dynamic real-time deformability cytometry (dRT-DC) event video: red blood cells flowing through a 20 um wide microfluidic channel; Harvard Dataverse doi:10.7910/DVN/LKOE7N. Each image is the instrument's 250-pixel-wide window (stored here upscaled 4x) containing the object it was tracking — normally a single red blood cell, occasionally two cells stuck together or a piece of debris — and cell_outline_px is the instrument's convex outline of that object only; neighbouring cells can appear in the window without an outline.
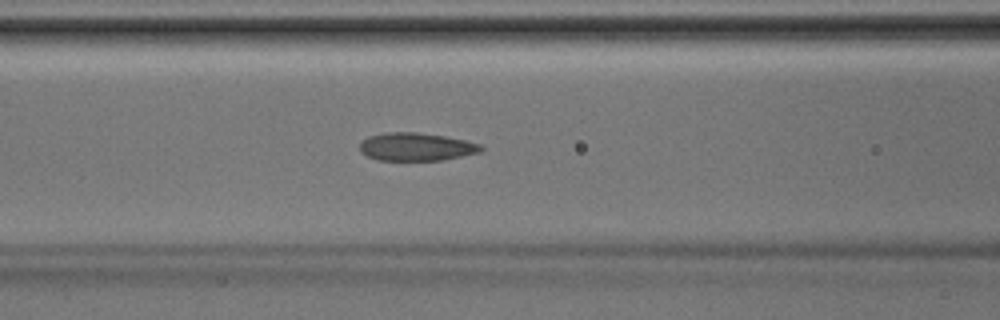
{"species": "Egyptian fruit bat (a non-hibernating species)", "species_latin": "Rousettus aegyptiacus", "temperature_condition": "room temperature", "stored_images_in_passage": 41, "camera_frame_rate_fps": 3000, "um_per_image_px": 0.085, "animal": {"sex": "male"}, "frame": {"image": 1, "passage_image": 17, "time_ms": 5.333, "image_size_px": [1000, 320], "cell_outline_px": [[484, 148], [480, 152], [440, 160], [376, 160], [360, 152], [360, 144], [368, 136], [388, 132], [416, 132], [444, 136], [464, 140], [480, 144]], "centroid_in_image_um": [35.36, 12.47], "position_along_channel_um": 131.2, "area_um2": 19.59}}
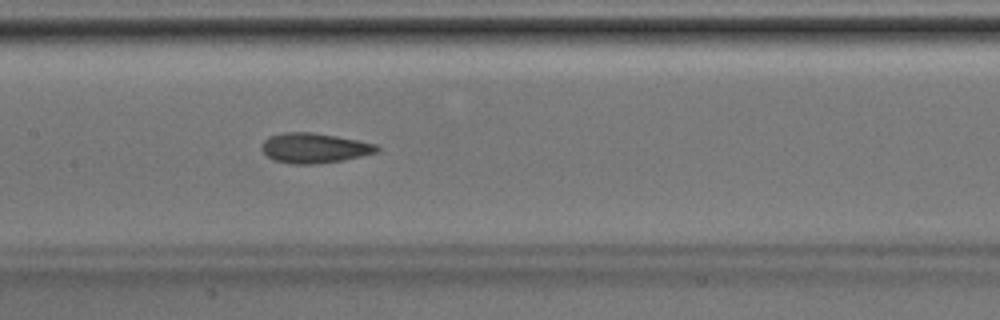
{"frame": {"image": 2, "passage_image": 20, "time_ms": 6.333, "image_size_px": [1000, 320], "cell_outline_px": [[380, 152], [344, 160], [316, 164], [292, 164], [272, 160], [260, 148], [264, 140], [268, 136], [284, 132], [312, 132], [336, 136], [376, 144], [380, 148]], "centroid_in_image_um": [26.71, 12.59], "position_along_channel_um": 180.7, "area_um2": 20.29}}
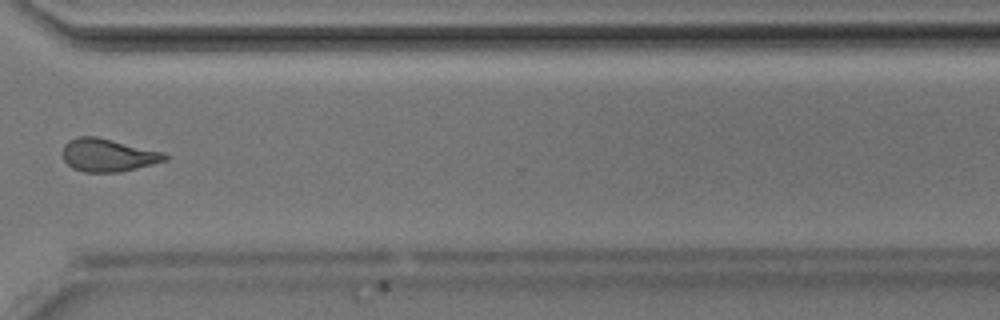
{"frame": {"image": 3, "passage_image": 31, "time_ms": 10.0, "image_size_px": [1000, 320], "cell_outline_px": [[168, 160], [120, 172], [84, 172], [72, 168], [64, 160], [64, 144], [68, 140], [76, 136], [96, 136], [164, 152], [168, 156]], "centroid_in_image_um": [9.18, 13.18], "position_along_channel_um": 361.4, "area_um2": 19.59}}